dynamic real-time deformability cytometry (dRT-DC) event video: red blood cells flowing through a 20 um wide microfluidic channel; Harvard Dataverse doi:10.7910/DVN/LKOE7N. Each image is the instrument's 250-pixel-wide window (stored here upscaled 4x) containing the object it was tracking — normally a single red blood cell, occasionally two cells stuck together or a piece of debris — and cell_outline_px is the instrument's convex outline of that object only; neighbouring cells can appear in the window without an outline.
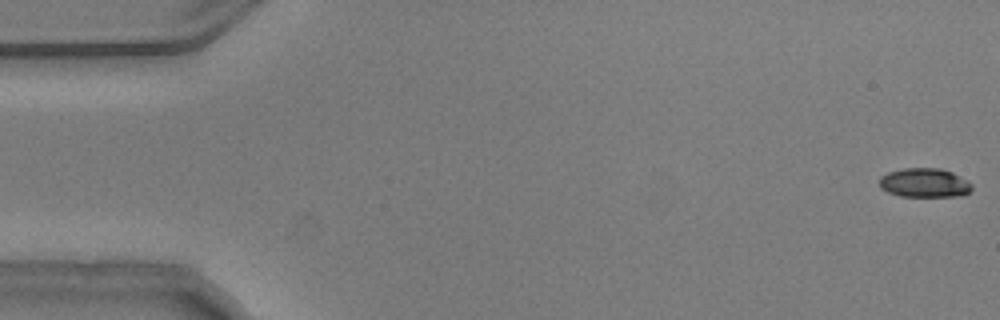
{"species": "common noctule bat (a hibernating species)", "species_latin": "Nyctalus noctula", "temperature_condition": "warm", "stored_images_in_passage": 54, "camera_frame_rate_fps": 3000, "um_per_image_px": 0.085, "animal": {"sex": "male", "body_mass_g": 20.5, "forearm_length_mm": 52.5}, "frame": {"image": 1, "passage_image": 1, "time_ms": 0.0, "image_size_px": [1000, 320], "cell_outline_px": [[972, 188], [968, 192], [960, 196], [900, 196], [888, 192], [880, 188], [880, 176], [888, 172], [904, 168], [940, 168], [952, 172], [972, 184]], "centroid_in_image_um": [78.56, 15.53], "position_along_channel_um": 6.4, "area_um2": 15.61}}
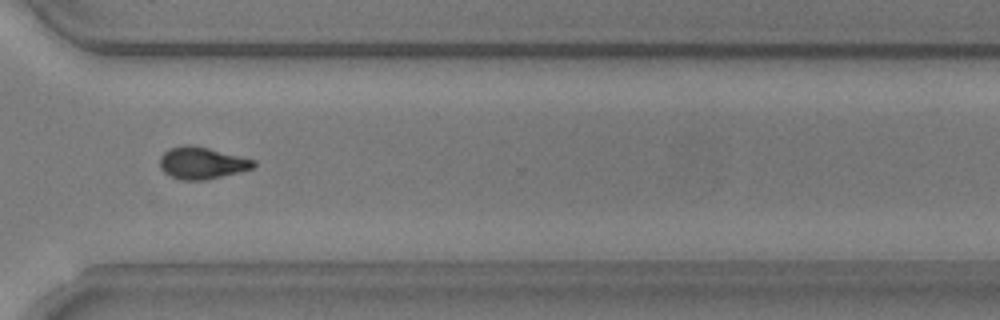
{"frame": {"image": 2, "passage_image": 40, "time_ms": 13.0, "image_size_px": [1000, 320], "cell_outline_px": [[256, 164], [252, 168], [208, 180], [180, 180], [164, 172], [160, 168], [160, 156], [168, 148], [184, 144], [192, 144], [256, 160]], "centroid_in_image_um": [17.13, 13.84], "position_along_channel_um": 353.5, "area_um2": 17.51}}
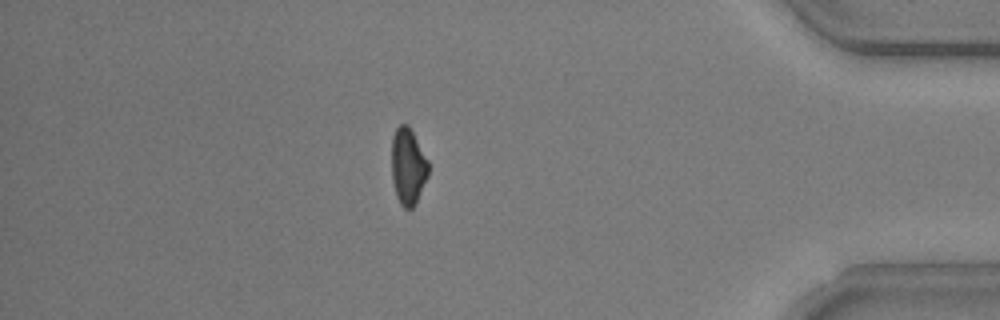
{"frame": {"image": 3, "passage_image": 47, "time_ms": 15.333, "image_size_px": [1000, 320], "cell_outline_px": [[428, 176], [416, 204], [412, 208], [404, 208], [400, 204], [396, 196], [392, 180], [392, 136], [396, 128], [400, 124], [408, 124], [428, 160]], "centroid_in_image_um": [34.68, 14.16], "position_along_channel_um": 400.5, "area_um2": 16.47}, "authors_computed_cell_mechanics": {"area_um2": 17.1666, "velocity_mm_per_s": 3.7591, "shape_relaxation_time_tau1_ms": 3.4956, "shape_relaxation_time_tau2_ms": 4.4046, "deformation_change_tau1": 0.1524, "deformation_change_tau2": 0.0835}}